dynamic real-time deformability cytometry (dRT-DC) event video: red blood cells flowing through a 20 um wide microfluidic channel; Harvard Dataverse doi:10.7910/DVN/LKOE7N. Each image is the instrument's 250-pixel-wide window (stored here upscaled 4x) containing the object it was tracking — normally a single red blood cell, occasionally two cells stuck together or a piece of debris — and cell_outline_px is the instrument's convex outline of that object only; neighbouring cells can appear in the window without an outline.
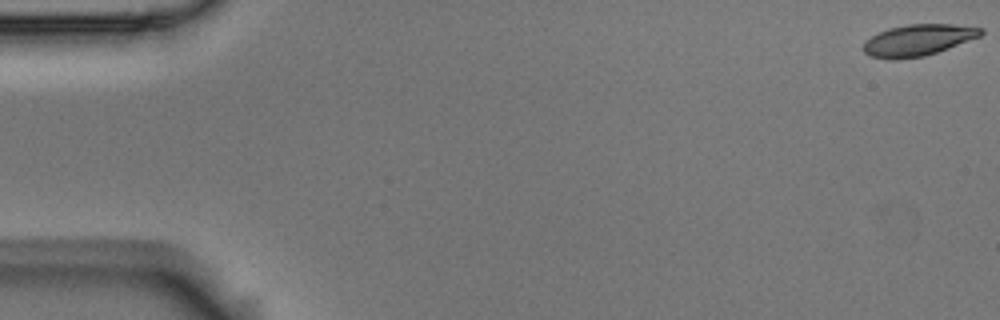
{"species": "Egyptian fruit bat (a non-hibernating species)", "species_latin": "Rousettus aegyptiacus", "temperature_condition": "room temperature", "stored_images_in_passage": 5, "camera_frame_rate_fps": 3000, "um_per_image_px": 0.085, "animal": {"sex": "male"}, "frame": {"image": 1, "passage_image": 1, "time_ms": 0.0, "image_size_px": [1000, 320], "cell_outline_px": [[984, 32], [980, 36], [948, 48], [924, 56], [896, 60], [888, 60], [872, 56], [864, 52], [864, 40], [888, 28], [908, 24], [952, 24], [984, 28]], "centroid_in_image_um": [78.03, 3.41], "position_along_channel_um": 7.0, "area_um2": 21.44}}
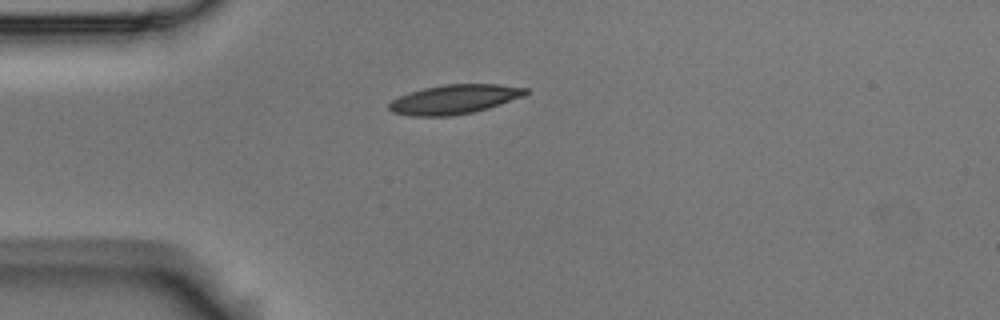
{"frame": {"image": 2, "passage_image": 5, "time_ms": 1.333, "image_size_px": [1000, 320], "cell_outline_px": [[528, 92], [524, 96], [488, 108], [472, 112], [448, 116], [412, 116], [392, 112], [388, 108], [388, 104], [392, 100], [408, 92], [424, 88], [444, 84], [496, 84], [528, 88]], "centroid_in_image_um": [38.6, 8.44], "position_along_channel_um": 46.4, "area_um2": 23.24}}